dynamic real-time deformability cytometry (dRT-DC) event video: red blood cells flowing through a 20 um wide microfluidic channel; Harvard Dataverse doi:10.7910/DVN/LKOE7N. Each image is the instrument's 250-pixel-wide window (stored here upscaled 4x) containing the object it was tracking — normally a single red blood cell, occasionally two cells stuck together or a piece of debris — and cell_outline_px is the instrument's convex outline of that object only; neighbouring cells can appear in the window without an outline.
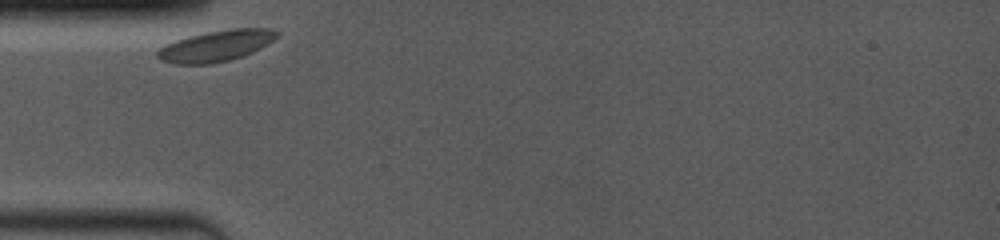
{"species": "common noctule bat (a hibernating species)", "species_latin": "Nyctalus noctula", "temperature_condition": "room temperature", "stored_images_in_passage": 39, "camera_frame_rate_fps": 4000, "um_per_image_px": 0.085, "animal": {"sex": "female", "body_mass_g": 19.0, "forearm_length_mm": 53.3}, "frame": {"image": 1, "passage_image": 1, "time_ms": 0.0, "image_size_px": [1000, 240], "cell_outline_px": [[280, 32], [272, 40], [260, 48], [244, 56], [228, 60], [208, 64], [176, 64], [160, 60], [156, 56], [156, 52], [164, 44], [188, 36], [208, 32], [232, 28], [272, 28]], "centroid_in_image_um": [18.34, 3.9], "position_along_channel_um": 66.7, "area_um2": 21.56}}
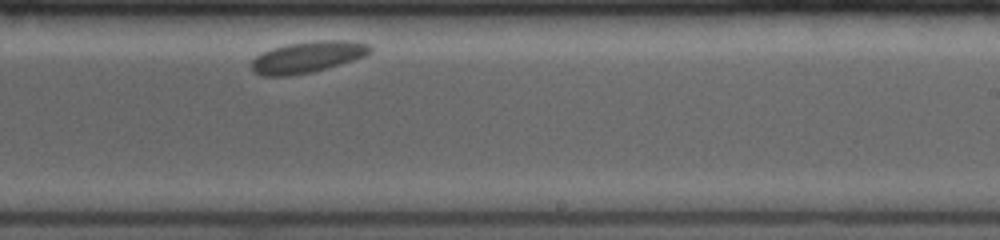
{"frame": {"image": 2, "passage_image": 23, "time_ms": 5.75, "image_size_px": [1000, 240], "cell_outline_px": [[372, 52], [364, 56], [340, 64], [312, 72], [292, 76], [264, 76], [252, 72], [252, 60], [256, 56], [272, 48], [288, 44], [316, 40], [348, 40], [368, 44], [372, 48]], "centroid_in_image_um": [26.14, 4.85], "position_along_channel_um": 262.9, "area_um2": 21.62}}
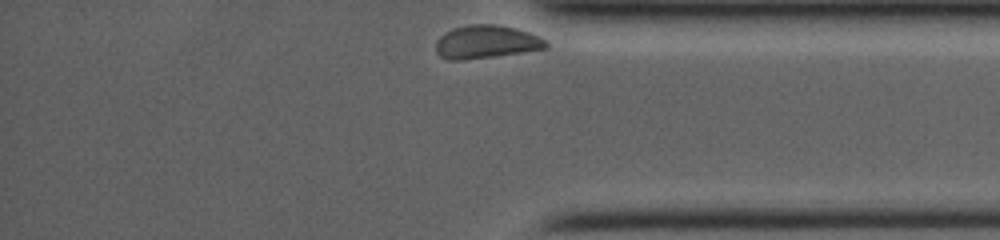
{"frame": {"image": 3, "passage_image": 39, "time_ms": 9.5, "image_size_px": [1000, 240], "cell_outline_px": [[548, 48], [464, 60], [448, 60], [440, 56], [436, 52], [436, 40], [444, 32], [452, 28], [468, 24], [492, 24], [516, 28], [540, 36], [548, 44]], "centroid_in_image_um": [41.29, 3.55], "position_along_channel_um": 393.9, "area_um2": 21.27}}